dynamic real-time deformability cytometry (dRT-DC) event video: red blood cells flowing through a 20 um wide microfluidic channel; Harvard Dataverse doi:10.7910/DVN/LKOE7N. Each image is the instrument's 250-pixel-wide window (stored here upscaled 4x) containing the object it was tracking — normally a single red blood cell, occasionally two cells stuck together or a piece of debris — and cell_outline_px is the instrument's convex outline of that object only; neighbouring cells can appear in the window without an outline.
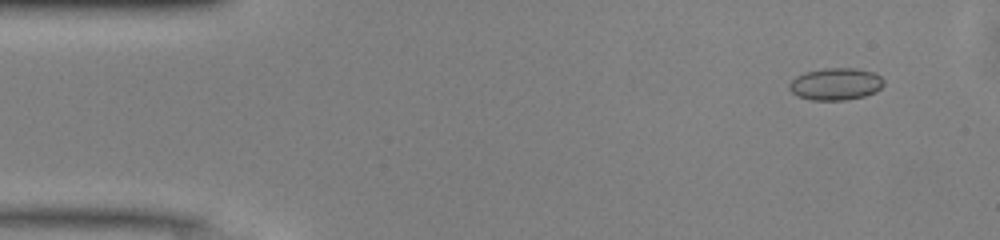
{"species": "common noctule bat (a hibernating species)", "species_latin": "Nyctalus noctula", "temperature_condition": "warm", "stored_images_in_passage": 49, "camera_frame_rate_fps": 3000, "um_per_image_px": 0.085, "animal": {"sex": "male", "body_mass_g": 13.0, "forearm_length_mm": 53.1}, "frame": {"image": 1, "passage_image": 4, "time_ms": 1.0, "image_size_px": [1000, 240], "cell_outline_px": [[884, 84], [876, 92], [864, 96], [844, 100], [812, 100], [796, 96], [788, 88], [788, 84], [796, 76], [804, 72], [824, 68], [856, 68], [876, 72], [884, 80]], "centroid_in_image_um": [71.03, 7.13], "position_along_channel_um": 14.0, "area_um2": 17.92}}
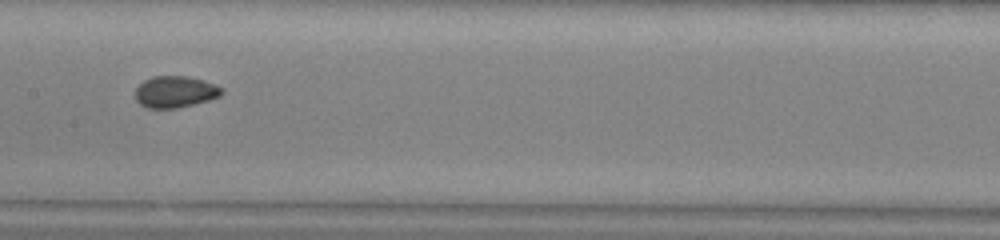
{"frame": {"image": 2, "passage_image": 24, "time_ms": 7.667, "image_size_px": [1000, 240], "cell_outline_px": [[224, 92], [220, 96], [208, 100], [176, 108], [148, 108], [140, 104], [136, 100], [136, 88], [144, 80], [152, 76], [184, 76], [204, 80], [216, 84], [224, 88]], "centroid_in_image_um": [14.91, 7.79], "position_along_channel_um": 192.5, "area_um2": 15.9}}
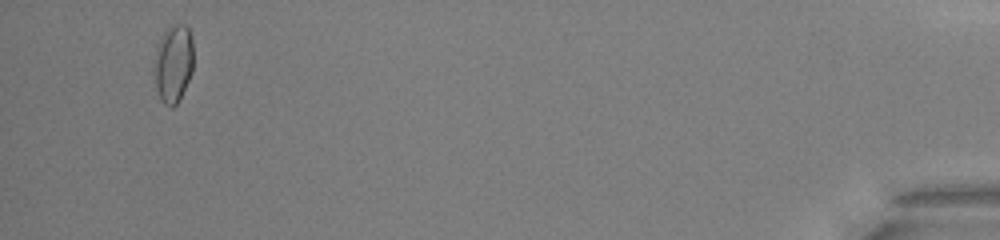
{"frame": {"image": 3, "passage_image": 47, "time_ms": 15.333, "image_size_px": [1000, 240], "cell_outline_px": [[192, 72], [180, 100], [172, 108], [164, 104], [156, 88], [152, 72], [152, 60], [156, 48], [164, 32], [172, 24], [184, 24], [188, 28], [192, 36]], "centroid_in_image_um": [14.7, 5.41], "position_along_channel_um": 420.5, "area_um2": 18.21}, "authors_computed_cell_mechanics": {"area_um2": 16.0106, "velocity_mm_per_s": 4.1325, "shape_relaxation_time_tau1_ms": null, "shape_relaxation_time_tau2_ms": 1.0155, "deformation_change_tau1": null, "deformation_change_tau2": 0.0325}}